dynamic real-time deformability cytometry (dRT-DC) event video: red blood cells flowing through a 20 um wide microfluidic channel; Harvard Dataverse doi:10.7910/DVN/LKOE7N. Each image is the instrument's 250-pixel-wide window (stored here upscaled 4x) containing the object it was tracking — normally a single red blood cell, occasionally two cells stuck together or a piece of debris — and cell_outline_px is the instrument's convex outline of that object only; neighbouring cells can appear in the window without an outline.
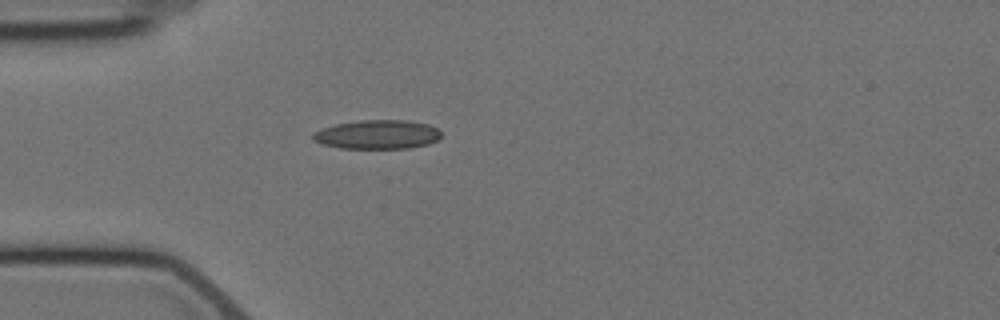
{"species": "Egyptian fruit bat (a non-hibernating species)", "species_latin": "Rousettus aegyptiacus", "temperature_condition": "cold", "stored_images_in_passage": 3, "camera_frame_rate_fps": 3000, "um_per_image_px": 0.085, "animal": {"sex": "female"}, "frame": {"image": 1, "passage_image": 3, "time_ms": 2.0, "image_size_px": [1000, 320], "cell_outline_px": [[440, 136], [436, 140], [428, 144], [412, 148], [340, 148], [324, 144], [316, 140], [312, 136], [312, 132], [320, 128], [336, 124], [360, 120], [408, 120], [428, 124], [436, 128], [440, 132]], "centroid_in_image_um": [32.07, 11.42], "position_along_channel_um": 52.9, "area_um2": 21.62}}